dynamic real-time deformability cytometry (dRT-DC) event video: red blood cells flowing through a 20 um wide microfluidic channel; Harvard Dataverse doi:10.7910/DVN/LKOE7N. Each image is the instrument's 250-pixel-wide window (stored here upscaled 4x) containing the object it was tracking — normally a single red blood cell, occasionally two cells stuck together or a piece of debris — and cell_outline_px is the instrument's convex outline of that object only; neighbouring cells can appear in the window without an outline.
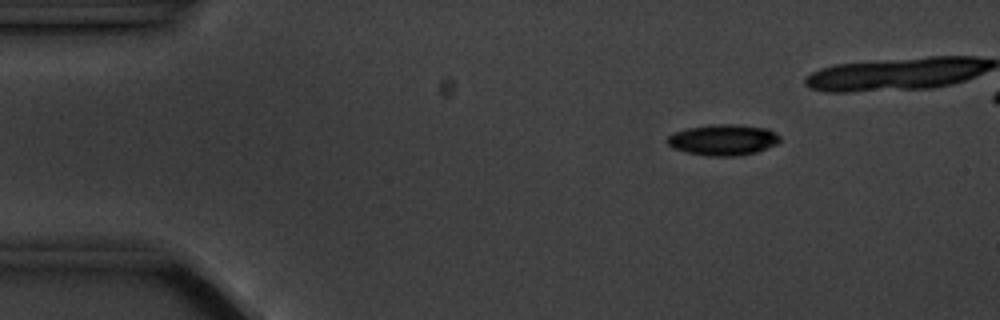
{"species": "common noctule bat (a hibernating species)", "species_latin": "Nyctalus noctula", "temperature_condition": "cold", "stored_images_in_passage": 8, "camera_frame_rate_fps": 3000, "um_per_image_px": 0.085, "animal": {"sex": "male", "body_mass_g": 20.1, "forearm_length_mm": 53.5}, "frame": {"image": 1, "passage_image": 3, "time_ms": 2.333, "image_size_px": [1000, 320], "cell_outline_px": [[780, 140], [776, 144], [756, 152], [736, 156], [708, 156], [688, 152], [672, 148], [664, 140], [668, 136], [676, 132], [688, 128], [716, 124], [732, 124], [768, 128], [776, 132], [780, 136]], "centroid_in_image_um": [61.47, 11.89], "position_along_channel_um": 23.5, "area_um2": 20.23}}